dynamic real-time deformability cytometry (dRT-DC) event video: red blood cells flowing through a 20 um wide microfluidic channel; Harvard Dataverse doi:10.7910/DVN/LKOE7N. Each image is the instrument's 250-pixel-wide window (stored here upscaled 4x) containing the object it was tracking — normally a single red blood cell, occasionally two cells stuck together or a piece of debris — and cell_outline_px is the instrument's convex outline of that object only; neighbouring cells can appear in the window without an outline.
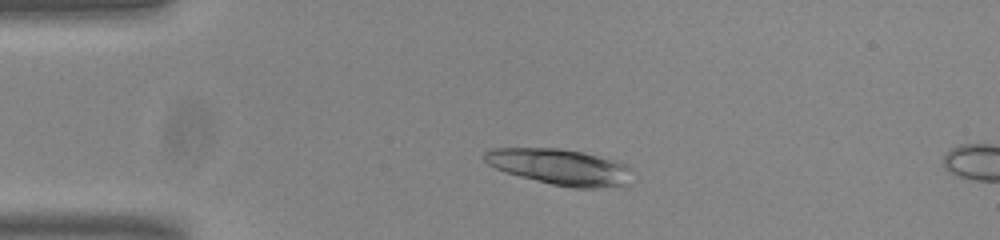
{"species": "common noctule bat (a hibernating species)", "species_latin": "Nyctalus noctula", "temperature_condition": "room temperature", "stored_images_in_passage": 12, "camera_frame_rate_fps": 3000, "um_per_image_px": 0.085, "animal": {"sex": "male", "body_mass_g": 20.0, "forearm_length_mm": 53.3}, "frame": {"image": 1, "passage_image": 9, "time_ms": 2.667, "image_size_px": [1000, 240], "cell_outline_px": [[632, 168], [624, 184], [596, 188], [572, 188], [552, 184], [520, 176], [496, 168], [488, 164], [484, 160], [484, 152], [492, 148], [560, 148], [584, 152], [616, 160], [628, 164]], "centroid_in_image_um": [47.59, 14.17], "position_along_channel_um": 37.4, "area_um2": 30.69}}